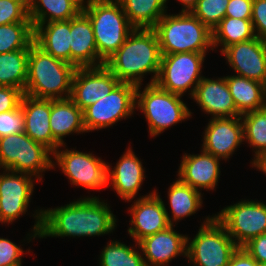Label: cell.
<instances>
[{"label":"cell","mask_w":266,"mask_h":266,"mask_svg":"<svg viewBox=\"0 0 266 266\" xmlns=\"http://www.w3.org/2000/svg\"><path fill=\"white\" fill-rule=\"evenodd\" d=\"M33 234L35 237H84L101 236L114 231L116 216L110 206L98 197H84L67 205L35 211ZM31 235V237H30Z\"/></svg>","instance_id":"1"},{"label":"cell","mask_w":266,"mask_h":266,"mask_svg":"<svg viewBox=\"0 0 266 266\" xmlns=\"http://www.w3.org/2000/svg\"><path fill=\"white\" fill-rule=\"evenodd\" d=\"M159 40L154 29L135 28L120 48L106 61L105 66L120 82L142 85L147 73L154 74L155 83L161 64Z\"/></svg>","instance_id":"2"},{"label":"cell","mask_w":266,"mask_h":266,"mask_svg":"<svg viewBox=\"0 0 266 266\" xmlns=\"http://www.w3.org/2000/svg\"><path fill=\"white\" fill-rule=\"evenodd\" d=\"M75 70V66L54 58L33 42L29 49L24 94L38 99L70 98Z\"/></svg>","instance_id":"3"},{"label":"cell","mask_w":266,"mask_h":266,"mask_svg":"<svg viewBox=\"0 0 266 266\" xmlns=\"http://www.w3.org/2000/svg\"><path fill=\"white\" fill-rule=\"evenodd\" d=\"M153 29L162 55L214 50L212 31L191 12L166 13Z\"/></svg>","instance_id":"4"},{"label":"cell","mask_w":266,"mask_h":266,"mask_svg":"<svg viewBox=\"0 0 266 266\" xmlns=\"http://www.w3.org/2000/svg\"><path fill=\"white\" fill-rule=\"evenodd\" d=\"M82 11L93 26L98 55L106 61L135 29L118 0H87Z\"/></svg>","instance_id":"5"},{"label":"cell","mask_w":266,"mask_h":266,"mask_svg":"<svg viewBox=\"0 0 266 266\" xmlns=\"http://www.w3.org/2000/svg\"><path fill=\"white\" fill-rule=\"evenodd\" d=\"M136 89V107L143 112L148 122L151 137H155L172 125L190 118L192 112L180 95L160 88L156 83L147 84L143 91Z\"/></svg>","instance_id":"6"},{"label":"cell","mask_w":266,"mask_h":266,"mask_svg":"<svg viewBox=\"0 0 266 266\" xmlns=\"http://www.w3.org/2000/svg\"><path fill=\"white\" fill-rule=\"evenodd\" d=\"M238 247L226 228L207 216L193 240L187 235L186 257L193 266H228Z\"/></svg>","instance_id":"7"},{"label":"cell","mask_w":266,"mask_h":266,"mask_svg":"<svg viewBox=\"0 0 266 266\" xmlns=\"http://www.w3.org/2000/svg\"><path fill=\"white\" fill-rule=\"evenodd\" d=\"M49 155L53 153L32 140L25 132L0 137L2 170L27 173L41 181L43 178L41 173L53 168V160Z\"/></svg>","instance_id":"8"},{"label":"cell","mask_w":266,"mask_h":266,"mask_svg":"<svg viewBox=\"0 0 266 266\" xmlns=\"http://www.w3.org/2000/svg\"><path fill=\"white\" fill-rule=\"evenodd\" d=\"M136 89L132 83L119 82L107 95L83 110L86 132L105 129L131 117L136 109Z\"/></svg>","instance_id":"9"},{"label":"cell","mask_w":266,"mask_h":266,"mask_svg":"<svg viewBox=\"0 0 266 266\" xmlns=\"http://www.w3.org/2000/svg\"><path fill=\"white\" fill-rule=\"evenodd\" d=\"M206 53L186 52L162 55L156 84L173 94L183 96L190 89L192 98L201 76Z\"/></svg>","instance_id":"10"},{"label":"cell","mask_w":266,"mask_h":266,"mask_svg":"<svg viewBox=\"0 0 266 266\" xmlns=\"http://www.w3.org/2000/svg\"><path fill=\"white\" fill-rule=\"evenodd\" d=\"M214 217L239 247L266 233V203L261 201L241 200L223 208Z\"/></svg>","instance_id":"11"},{"label":"cell","mask_w":266,"mask_h":266,"mask_svg":"<svg viewBox=\"0 0 266 266\" xmlns=\"http://www.w3.org/2000/svg\"><path fill=\"white\" fill-rule=\"evenodd\" d=\"M52 156L56 160L55 163L53 161V167L58 165L71 184L89 190L107 187L108 162L97 158L94 154L58 148Z\"/></svg>","instance_id":"12"},{"label":"cell","mask_w":266,"mask_h":266,"mask_svg":"<svg viewBox=\"0 0 266 266\" xmlns=\"http://www.w3.org/2000/svg\"><path fill=\"white\" fill-rule=\"evenodd\" d=\"M33 177L7 169L0 173V223L12 224L26 214L34 189Z\"/></svg>","instance_id":"13"},{"label":"cell","mask_w":266,"mask_h":266,"mask_svg":"<svg viewBox=\"0 0 266 266\" xmlns=\"http://www.w3.org/2000/svg\"><path fill=\"white\" fill-rule=\"evenodd\" d=\"M120 81L105 66L76 68L70 99L83 111L107 96Z\"/></svg>","instance_id":"14"},{"label":"cell","mask_w":266,"mask_h":266,"mask_svg":"<svg viewBox=\"0 0 266 266\" xmlns=\"http://www.w3.org/2000/svg\"><path fill=\"white\" fill-rule=\"evenodd\" d=\"M137 199L128 210L131 213V227L127 230L136 243L171 226L166 206L155 190Z\"/></svg>","instance_id":"15"},{"label":"cell","mask_w":266,"mask_h":266,"mask_svg":"<svg viewBox=\"0 0 266 266\" xmlns=\"http://www.w3.org/2000/svg\"><path fill=\"white\" fill-rule=\"evenodd\" d=\"M203 136L202 150L227 160L236 148L244 142V128L241 116L209 119Z\"/></svg>","instance_id":"16"},{"label":"cell","mask_w":266,"mask_h":266,"mask_svg":"<svg viewBox=\"0 0 266 266\" xmlns=\"http://www.w3.org/2000/svg\"><path fill=\"white\" fill-rule=\"evenodd\" d=\"M225 56L234 72L266 85V41L258 37L227 47Z\"/></svg>","instance_id":"17"},{"label":"cell","mask_w":266,"mask_h":266,"mask_svg":"<svg viewBox=\"0 0 266 266\" xmlns=\"http://www.w3.org/2000/svg\"><path fill=\"white\" fill-rule=\"evenodd\" d=\"M169 226L166 230L145 237L136 245L143 252L146 266H168L177 256H186L187 236L177 233ZM146 257V258H145Z\"/></svg>","instance_id":"18"},{"label":"cell","mask_w":266,"mask_h":266,"mask_svg":"<svg viewBox=\"0 0 266 266\" xmlns=\"http://www.w3.org/2000/svg\"><path fill=\"white\" fill-rule=\"evenodd\" d=\"M21 108L24 114V132L35 142L54 153L60 145L54 138L50 127L51 99H38L23 95Z\"/></svg>","instance_id":"19"},{"label":"cell","mask_w":266,"mask_h":266,"mask_svg":"<svg viewBox=\"0 0 266 266\" xmlns=\"http://www.w3.org/2000/svg\"><path fill=\"white\" fill-rule=\"evenodd\" d=\"M192 99L199 104L203 112L213 116L212 118L241 116L227 86L226 77L217 79L203 77Z\"/></svg>","instance_id":"20"},{"label":"cell","mask_w":266,"mask_h":266,"mask_svg":"<svg viewBox=\"0 0 266 266\" xmlns=\"http://www.w3.org/2000/svg\"><path fill=\"white\" fill-rule=\"evenodd\" d=\"M201 154H184L178 170V179L192 188L214 190L220 177L218 157L203 150Z\"/></svg>","instance_id":"21"},{"label":"cell","mask_w":266,"mask_h":266,"mask_svg":"<svg viewBox=\"0 0 266 266\" xmlns=\"http://www.w3.org/2000/svg\"><path fill=\"white\" fill-rule=\"evenodd\" d=\"M70 48L71 64L76 68L105 64L98 55L91 21L83 11L70 19Z\"/></svg>","instance_id":"22"},{"label":"cell","mask_w":266,"mask_h":266,"mask_svg":"<svg viewBox=\"0 0 266 266\" xmlns=\"http://www.w3.org/2000/svg\"><path fill=\"white\" fill-rule=\"evenodd\" d=\"M107 164V184L117 192L123 200L131 201L138 194L146 176L142 162L131 148L120 157L115 167Z\"/></svg>","instance_id":"23"},{"label":"cell","mask_w":266,"mask_h":266,"mask_svg":"<svg viewBox=\"0 0 266 266\" xmlns=\"http://www.w3.org/2000/svg\"><path fill=\"white\" fill-rule=\"evenodd\" d=\"M34 42L54 58L71 64L70 20L38 24Z\"/></svg>","instance_id":"24"},{"label":"cell","mask_w":266,"mask_h":266,"mask_svg":"<svg viewBox=\"0 0 266 266\" xmlns=\"http://www.w3.org/2000/svg\"><path fill=\"white\" fill-rule=\"evenodd\" d=\"M50 127L53 138L64 145V137L72 133H86L83 111L70 99H51Z\"/></svg>","instance_id":"25"},{"label":"cell","mask_w":266,"mask_h":266,"mask_svg":"<svg viewBox=\"0 0 266 266\" xmlns=\"http://www.w3.org/2000/svg\"><path fill=\"white\" fill-rule=\"evenodd\" d=\"M240 115L266 107V85L234 74L225 76Z\"/></svg>","instance_id":"26"},{"label":"cell","mask_w":266,"mask_h":266,"mask_svg":"<svg viewBox=\"0 0 266 266\" xmlns=\"http://www.w3.org/2000/svg\"><path fill=\"white\" fill-rule=\"evenodd\" d=\"M87 0H28L29 19L33 28L38 24L70 20L77 16Z\"/></svg>","instance_id":"27"},{"label":"cell","mask_w":266,"mask_h":266,"mask_svg":"<svg viewBox=\"0 0 266 266\" xmlns=\"http://www.w3.org/2000/svg\"><path fill=\"white\" fill-rule=\"evenodd\" d=\"M134 28L153 29L166 14V0H118Z\"/></svg>","instance_id":"28"},{"label":"cell","mask_w":266,"mask_h":266,"mask_svg":"<svg viewBox=\"0 0 266 266\" xmlns=\"http://www.w3.org/2000/svg\"><path fill=\"white\" fill-rule=\"evenodd\" d=\"M168 200L169 207L172 210V218H170L169 214L167 215L170 225H174L173 222L193 215L203 204L201 192L182 183L179 179L170 185Z\"/></svg>","instance_id":"29"},{"label":"cell","mask_w":266,"mask_h":266,"mask_svg":"<svg viewBox=\"0 0 266 266\" xmlns=\"http://www.w3.org/2000/svg\"><path fill=\"white\" fill-rule=\"evenodd\" d=\"M256 38L251 19L224 17L212 30L213 49L222 46L221 53L229 46Z\"/></svg>","instance_id":"30"},{"label":"cell","mask_w":266,"mask_h":266,"mask_svg":"<svg viewBox=\"0 0 266 266\" xmlns=\"http://www.w3.org/2000/svg\"><path fill=\"white\" fill-rule=\"evenodd\" d=\"M29 49L0 54V86L25 90Z\"/></svg>","instance_id":"31"},{"label":"cell","mask_w":266,"mask_h":266,"mask_svg":"<svg viewBox=\"0 0 266 266\" xmlns=\"http://www.w3.org/2000/svg\"><path fill=\"white\" fill-rule=\"evenodd\" d=\"M244 140L254 148V159L266 153V107L241 115Z\"/></svg>","instance_id":"32"},{"label":"cell","mask_w":266,"mask_h":266,"mask_svg":"<svg viewBox=\"0 0 266 266\" xmlns=\"http://www.w3.org/2000/svg\"><path fill=\"white\" fill-rule=\"evenodd\" d=\"M34 42L32 22L0 25V54L30 49Z\"/></svg>","instance_id":"33"},{"label":"cell","mask_w":266,"mask_h":266,"mask_svg":"<svg viewBox=\"0 0 266 266\" xmlns=\"http://www.w3.org/2000/svg\"><path fill=\"white\" fill-rule=\"evenodd\" d=\"M135 247L131 248L119 241H111L100 254V266H146L144 257Z\"/></svg>","instance_id":"34"},{"label":"cell","mask_w":266,"mask_h":266,"mask_svg":"<svg viewBox=\"0 0 266 266\" xmlns=\"http://www.w3.org/2000/svg\"><path fill=\"white\" fill-rule=\"evenodd\" d=\"M229 0H198L191 13L211 31L225 17Z\"/></svg>","instance_id":"35"},{"label":"cell","mask_w":266,"mask_h":266,"mask_svg":"<svg viewBox=\"0 0 266 266\" xmlns=\"http://www.w3.org/2000/svg\"><path fill=\"white\" fill-rule=\"evenodd\" d=\"M31 22L28 0H0V25Z\"/></svg>","instance_id":"36"},{"label":"cell","mask_w":266,"mask_h":266,"mask_svg":"<svg viewBox=\"0 0 266 266\" xmlns=\"http://www.w3.org/2000/svg\"><path fill=\"white\" fill-rule=\"evenodd\" d=\"M24 132V114L21 105L0 113V137Z\"/></svg>","instance_id":"37"},{"label":"cell","mask_w":266,"mask_h":266,"mask_svg":"<svg viewBox=\"0 0 266 266\" xmlns=\"http://www.w3.org/2000/svg\"><path fill=\"white\" fill-rule=\"evenodd\" d=\"M23 249L7 238H0V266H22Z\"/></svg>","instance_id":"38"},{"label":"cell","mask_w":266,"mask_h":266,"mask_svg":"<svg viewBox=\"0 0 266 266\" xmlns=\"http://www.w3.org/2000/svg\"><path fill=\"white\" fill-rule=\"evenodd\" d=\"M251 21L256 37L266 41V0H253Z\"/></svg>","instance_id":"39"},{"label":"cell","mask_w":266,"mask_h":266,"mask_svg":"<svg viewBox=\"0 0 266 266\" xmlns=\"http://www.w3.org/2000/svg\"><path fill=\"white\" fill-rule=\"evenodd\" d=\"M24 92L21 89L0 86V113L17 109L20 104Z\"/></svg>","instance_id":"40"},{"label":"cell","mask_w":266,"mask_h":266,"mask_svg":"<svg viewBox=\"0 0 266 266\" xmlns=\"http://www.w3.org/2000/svg\"><path fill=\"white\" fill-rule=\"evenodd\" d=\"M253 0H229L225 17L251 19Z\"/></svg>","instance_id":"41"},{"label":"cell","mask_w":266,"mask_h":266,"mask_svg":"<svg viewBox=\"0 0 266 266\" xmlns=\"http://www.w3.org/2000/svg\"><path fill=\"white\" fill-rule=\"evenodd\" d=\"M257 263H266V233L249 240L242 246Z\"/></svg>","instance_id":"42"},{"label":"cell","mask_w":266,"mask_h":266,"mask_svg":"<svg viewBox=\"0 0 266 266\" xmlns=\"http://www.w3.org/2000/svg\"><path fill=\"white\" fill-rule=\"evenodd\" d=\"M257 261L242 247L232 255L228 266H257Z\"/></svg>","instance_id":"43"},{"label":"cell","mask_w":266,"mask_h":266,"mask_svg":"<svg viewBox=\"0 0 266 266\" xmlns=\"http://www.w3.org/2000/svg\"><path fill=\"white\" fill-rule=\"evenodd\" d=\"M252 166L257 168L266 175V153L261 155L257 160L252 163Z\"/></svg>","instance_id":"44"},{"label":"cell","mask_w":266,"mask_h":266,"mask_svg":"<svg viewBox=\"0 0 266 266\" xmlns=\"http://www.w3.org/2000/svg\"><path fill=\"white\" fill-rule=\"evenodd\" d=\"M178 1L184 6L181 12H191V10L196 6L198 0H178Z\"/></svg>","instance_id":"45"},{"label":"cell","mask_w":266,"mask_h":266,"mask_svg":"<svg viewBox=\"0 0 266 266\" xmlns=\"http://www.w3.org/2000/svg\"><path fill=\"white\" fill-rule=\"evenodd\" d=\"M257 266H266V263H258Z\"/></svg>","instance_id":"46"}]
</instances>
